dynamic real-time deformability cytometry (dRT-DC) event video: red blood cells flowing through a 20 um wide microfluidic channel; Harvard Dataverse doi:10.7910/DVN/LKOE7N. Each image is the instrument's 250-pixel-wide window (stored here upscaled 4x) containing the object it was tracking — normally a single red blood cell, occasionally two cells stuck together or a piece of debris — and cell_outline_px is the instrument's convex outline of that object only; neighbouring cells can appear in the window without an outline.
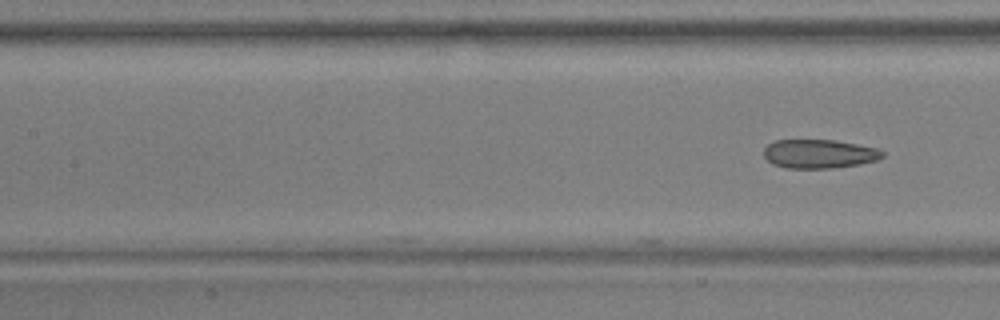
{"species": "common noctule bat (a hibernating species)", "species_latin": "Nyctalus noctula", "temperature_condition": "warm", "stored_images_in_passage": 13, "camera_frame_rate_fps": 3000, "um_per_image_px": 0.085, "animal": {"sex": "male", "body_mass_g": 17.9, "forearm_length_mm": 54.2}, "frame": {"image": 1, "passage_image": 13, "time_ms": 4.0, "image_size_px": [1000, 320], "cell_outline_px": [[884, 156], [876, 160], [860, 164], [832, 168], [784, 168], [772, 164], [764, 156], [764, 148], [768, 144], [776, 140], [836, 140], [876, 148], [884, 152]], "centroid_in_image_um": [69.61, 13.08], "position_along_channel_um": 137.8, "area_um2": 19.94}}